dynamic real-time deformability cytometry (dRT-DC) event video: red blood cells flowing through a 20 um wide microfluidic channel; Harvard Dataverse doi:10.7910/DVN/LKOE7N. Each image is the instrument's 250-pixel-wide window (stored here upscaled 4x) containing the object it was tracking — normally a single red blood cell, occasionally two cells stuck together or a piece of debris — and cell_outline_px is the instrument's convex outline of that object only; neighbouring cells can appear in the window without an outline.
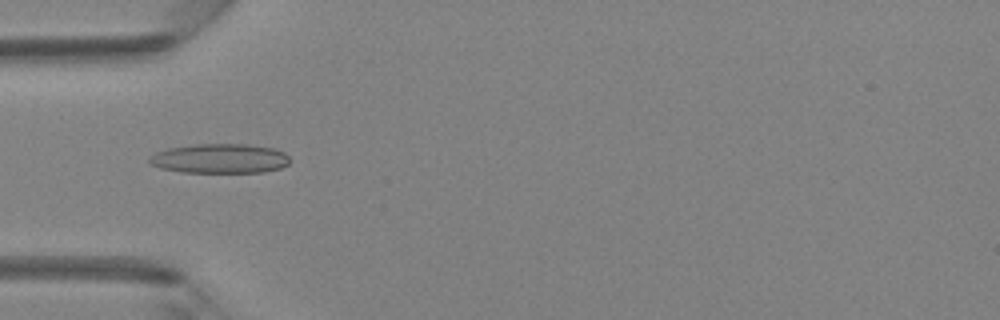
{"species": "Egyptian fruit bat (a non-hibernating species)", "species_latin": "Rousettus aegyptiacus", "temperature_condition": "room temperature", "stored_images_in_passage": 47, "camera_frame_rate_fps": 3000, "um_per_image_px": 0.085, "animal": {"sex": "female"}, "frame": {"image": 1, "passage_image": 15, "time_ms": 4.667, "image_size_px": [1000, 320], "cell_outline_px": [[288, 164], [280, 168], [264, 172], [180, 172], [160, 168], [148, 164], [148, 156], [156, 152], [168, 148], [196, 144], [248, 144], [272, 148], [284, 152], [288, 156]], "centroid_in_image_um": [18.63, 13.47], "position_along_channel_um": 66.4, "area_um2": 24.28}}
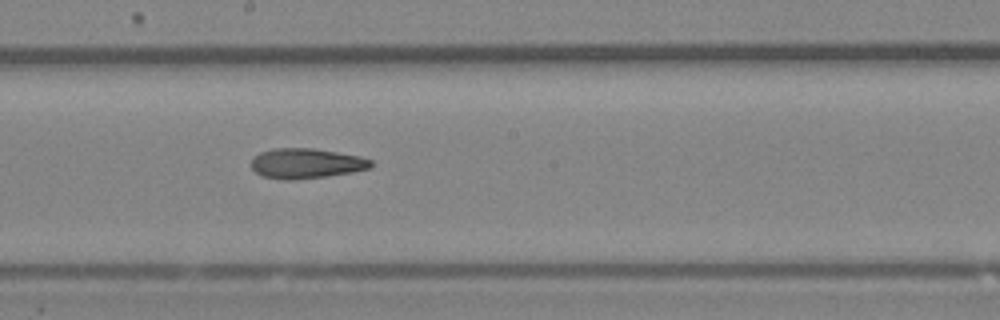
{"frame": {"image": 2, "passage_image": 26, "time_ms": 8.333, "image_size_px": [1000, 320], "cell_outline_px": [[372, 164], [368, 168], [352, 172], [324, 176], [292, 180], [284, 180], [264, 176], [256, 172], [252, 168], [252, 156], [260, 152], [272, 148], [312, 148], [360, 156], [372, 160]], "centroid_in_image_um": [25.99, 13.88], "position_along_channel_um": 222.2, "area_um2": 20.81}}
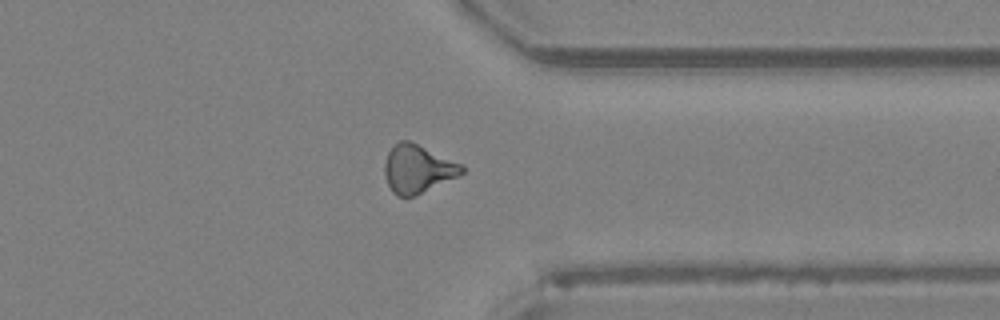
{"frame": {"image": 3, "passage_image": 37, "time_ms": 12.0, "image_size_px": [1000, 320], "cell_outline_px": [[464, 172], [416, 196], [396, 196], [392, 192], [388, 184], [384, 172], [384, 164], [388, 152], [400, 140], [408, 140], [464, 164]], "centroid_in_image_um": [35.5, 14.36], "position_along_channel_um": 375.9, "area_um2": 21.5}, "authors_computed_cell_mechanics": {"area_um2": 21.4438, "velocity_mm_per_s": 4.2624, "shape_relaxation_time_tau1_ms": null, "shape_relaxation_time_tau2_ms": 2.3209, "deformation_change_tau1": null, "deformation_change_tau2": 0.1089}}